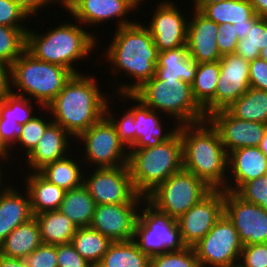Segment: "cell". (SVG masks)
I'll use <instances>...</instances> for the list:
<instances>
[{
    "label": "cell",
    "instance_id": "1",
    "mask_svg": "<svg viewBox=\"0 0 267 267\" xmlns=\"http://www.w3.org/2000/svg\"><path fill=\"white\" fill-rule=\"evenodd\" d=\"M139 22L138 20L132 25L116 28L109 47H106L104 57L105 61L110 63L113 75L118 76L121 73L122 76L125 72L124 77H129L135 82L119 84L113 95L116 92L133 94L155 75L158 50L146 24Z\"/></svg>",
    "mask_w": 267,
    "mask_h": 267
},
{
    "label": "cell",
    "instance_id": "2",
    "mask_svg": "<svg viewBox=\"0 0 267 267\" xmlns=\"http://www.w3.org/2000/svg\"><path fill=\"white\" fill-rule=\"evenodd\" d=\"M85 74H73L53 101L42 109L44 113L50 112L52 121L74 139L105 115L109 100L100 90L95 75Z\"/></svg>",
    "mask_w": 267,
    "mask_h": 267
},
{
    "label": "cell",
    "instance_id": "3",
    "mask_svg": "<svg viewBox=\"0 0 267 267\" xmlns=\"http://www.w3.org/2000/svg\"><path fill=\"white\" fill-rule=\"evenodd\" d=\"M183 169L212 189H223L228 178V154L218 131L208 121L180 125Z\"/></svg>",
    "mask_w": 267,
    "mask_h": 267
},
{
    "label": "cell",
    "instance_id": "4",
    "mask_svg": "<svg viewBox=\"0 0 267 267\" xmlns=\"http://www.w3.org/2000/svg\"><path fill=\"white\" fill-rule=\"evenodd\" d=\"M71 22L73 21L49 27L51 30L42 34L29 28L26 32L25 50L40 61L60 65L73 74H80L74 67V62L76 64L79 60L82 62L89 58L91 51L98 46V36L94 35V31L92 34L86 30L80 22Z\"/></svg>",
    "mask_w": 267,
    "mask_h": 267
},
{
    "label": "cell",
    "instance_id": "5",
    "mask_svg": "<svg viewBox=\"0 0 267 267\" xmlns=\"http://www.w3.org/2000/svg\"><path fill=\"white\" fill-rule=\"evenodd\" d=\"M72 75L69 69L40 61L25 50L10 66L11 92L29 98L38 104V109H43Z\"/></svg>",
    "mask_w": 267,
    "mask_h": 267
},
{
    "label": "cell",
    "instance_id": "6",
    "mask_svg": "<svg viewBox=\"0 0 267 267\" xmlns=\"http://www.w3.org/2000/svg\"><path fill=\"white\" fill-rule=\"evenodd\" d=\"M128 166L135 191L144 197L183 169L182 139L178 131L155 147L130 149Z\"/></svg>",
    "mask_w": 267,
    "mask_h": 267
},
{
    "label": "cell",
    "instance_id": "7",
    "mask_svg": "<svg viewBox=\"0 0 267 267\" xmlns=\"http://www.w3.org/2000/svg\"><path fill=\"white\" fill-rule=\"evenodd\" d=\"M133 94L152 110L170 116L175 125L207 120L204 109L193 96L191 85L181 79L159 80L153 76Z\"/></svg>",
    "mask_w": 267,
    "mask_h": 267
},
{
    "label": "cell",
    "instance_id": "8",
    "mask_svg": "<svg viewBox=\"0 0 267 267\" xmlns=\"http://www.w3.org/2000/svg\"><path fill=\"white\" fill-rule=\"evenodd\" d=\"M212 190L201 178L184 169L171 175L146 198V203L160 214L175 220Z\"/></svg>",
    "mask_w": 267,
    "mask_h": 267
},
{
    "label": "cell",
    "instance_id": "9",
    "mask_svg": "<svg viewBox=\"0 0 267 267\" xmlns=\"http://www.w3.org/2000/svg\"><path fill=\"white\" fill-rule=\"evenodd\" d=\"M133 240L149 257L186 248L177 220L158 213L146 202L139 210Z\"/></svg>",
    "mask_w": 267,
    "mask_h": 267
},
{
    "label": "cell",
    "instance_id": "10",
    "mask_svg": "<svg viewBox=\"0 0 267 267\" xmlns=\"http://www.w3.org/2000/svg\"><path fill=\"white\" fill-rule=\"evenodd\" d=\"M75 140L81 141L84 145V156L80 158L86 162L85 166L88 165L84 167L86 170L95 166V168H113L128 165L129 150L119 140L114 124L106 115Z\"/></svg>",
    "mask_w": 267,
    "mask_h": 267
},
{
    "label": "cell",
    "instance_id": "11",
    "mask_svg": "<svg viewBox=\"0 0 267 267\" xmlns=\"http://www.w3.org/2000/svg\"><path fill=\"white\" fill-rule=\"evenodd\" d=\"M242 248L237 230L224 213L193 246L200 267H226L239 262Z\"/></svg>",
    "mask_w": 267,
    "mask_h": 267
},
{
    "label": "cell",
    "instance_id": "12",
    "mask_svg": "<svg viewBox=\"0 0 267 267\" xmlns=\"http://www.w3.org/2000/svg\"><path fill=\"white\" fill-rule=\"evenodd\" d=\"M92 169L87 176L84 174L83 186L96 205L133 203L140 196L133 186L128 165Z\"/></svg>",
    "mask_w": 267,
    "mask_h": 267
},
{
    "label": "cell",
    "instance_id": "13",
    "mask_svg": "<svg viewBox=\"0 0 267 267\" xmlns=\"http://www.w3.org/2000/svg\"><path fill=\"white\" fill-rule=\"evenodd\" d=\"M142 2L144 0H67L63 7L75 18L74 21L85 24V27L89 24L94 28V25L118 18L115 25L120 28L135 23L127 15L138 10Z\"/></svg>",
    "mask_w": 267,
    "mask_h": 267
},
{
    "label": "cell",
    "instance_id": "14",
    "mask_svg": "<svg viewBox=\"0 0 267 267\" xmlns=\"http://www.w3.org/2000/svg\"><path fill=\"white\" fill-rule=\"evenodd\" d=\"M224 214L233 223L243 245L267 243V211L224 190Z\"/></svg>",
    "mask_w": 267,
    "mask_h": 267
},
{
    "label": "cell",
    "instance_id": "15",
    "mask_svg": "<svg viewBox=\"0 0 267 267\" xmlns=\"http://www.w3.org/2000/svg\"><path fill=\"white\" fill-rule=\"evenodd\" d=\"M145 202L140 195L133 203L96 205L90 227L112 242L133 240L139 210Z\"/></svg>",
    "mask_w": 267,
    "mask_h": 267
},
{
    "label": "cell",
    "instance_id": "16",
    "mask_svg": "<svg viewBox=\"0 0 267 267\" xmlns=\"http://www.w3.org/2000/svg\"><path fill=\"white\" fill-rule=\"evenodd\" d=\"M224 213V190L212 189L204 198L177 219L186 247L196 245Z\"/></svg>",
    "mask_w": 267,
    "mask_h": 267
},
{
    "label": "cell",
    "instance_id": "17",
    "mask_svg": "<svg viewBox=\"0 0 267 267\" xmlns=\"http://www.w3.org/2000/svg\"><path fill=\"white\" fill-rule=\"evenodd\" d=\"M156 3L152 17L146 27L150 30L158 52L187 45V15L171 0ZM186 16V18L184 17Z\"/></svg>",
    "mask_w": 267,
    "mask_h": 267
},
{
    "label": "cell",
    "instance_id": "18",
    "mask_svg": "<svg viewBox=\"0 0 267 267\" xmlns=\"http://www.w3.org/2000/svg\"><path fill=\"white\" fill-rule=\"evenodd\" d=\"M207 120L218 131L227 154L235 149L258 147L267 130V124L238 119L227 109L210 114Z\"/></svg>",
    "mask_w": 267,
    "mask_h": 267
},
{
    "label": "cell",
    "instance_id": "19",
    "mask_svg": "<svg viewBox=\"0 0 267 267\" xmlns=\"http://www.w3.org/2000/svg\"><path fill=\"white\" fill-rule=\"evenodd\" d=\"M219 68L215 112L227 109L250 88L249 62L240 55H223L219 60Z\"/></svg>",
    "mask_w": 267,
    "mask_h": 267
},
{
    "label": "cell",
    "instance_id": "20",
    "mask_svg": "<svg viewBox=\"0 0 267 267\" xmlns=\"http://www.w3.org/2000/svg\"><path fill=\"white\" fill-rule=\"evenodd\" d=\"M119 95V100L124 101L128 99L134 100L133 106L128 108L134 115V145L131 149H142L155 147L161 142L169 140L179 129V125H176L171 130L168 129L166 133L163 129V121L160 117L161 113L152 110L146 106L141 100H139L134 94H116ZM137 102V103H135ZM137 104V105H136ZM160 114V115H159Z\"/></svg>",
    "mask_w": 267,
    "mask_h": 267
},
{
    "label": "cell",
    "instance_id": "21",
    "mask_svg": "<svg viewBox=\"0 0 267 267\" xmlns=\"http://www.w3.org/2000/svg\"><path fill=\"white\" fill-rule=\"evenodd\" d=\"M192 11L187 32L190 58L197 63L219 61L222 56L217 46L218 24L199 11Z\"/></svg>",
    "mask_w": 267,
    "mask_h": 267
},
{
    "label": "cell",
    "instance_id": "22",
    "mask_svg": "<svg viewBox=\"0 0 267 267\" xmlns=\"http://www.w3.org/2000/svg\"><path fill=\"white\" fill-rule=\"evenodd\" d=\"M266 175L267 156L259 147L235 149L228 153V178L223 190L235 192L242 184Z\"/></svg>",
    "mask_w": 267,
    "mask_h": 267
},
{
    "label": "cell",
    "instance_id": "23",
    "mask_svg": "<svg viewBox=\"0 0 267 267\" xmlns=\"http://www.w3.org/2000/svg\"><path fill=\"white\" fill-rule=\"evenodd\" d=\"M72 140L75 139L66 130L52 122L45 130L35 149L25 157V161L29 165V173L30 170L38 172L47 164L65 158L69 155L68 153L72 154Z\"/></svg>",
    "mask_w": 267,
    "mask_h": 267
},
{
    "label": "cell",
    "instance_id": "24",
    "mask_svg": "<svg viewBox=\"0 0 267 267\" xmlns=\"http://www.w3.org/2000/svg\"><path fill=\"white\" fill-rule=\"evenodd\" d=\"M23 192V194H22ZM29 195L10 185L0 193V244L19 225L33 218Z\"/></svg>",
    "mask_w": 267,
    "mask_h": 267
},
{
    "label": "cell",
    "instance_id": "25",
    "mask_svg": "<svg viewBox=\"0 0 267 267\" xmlns=\"http://www.w3.org/2000/svg\"><path fill=\"white\" fill-rule=\"evenodd\" d=\"M197 70V62L190 58L187 45L158 52L155 77L159 80L181 79L192 84Z\"/></svg>",
    "mask_w": 267,
    "mask_h": 267
},
{
    "label": "cell",
    "instance_id": "26",
    "mask_svg": "<svg viewBox=\"0 0 267 267\" xmlns=\"http://www.w3.org/2000/svg\"><path fill=\"white\" fill-rule=\"evenodd\" d=\"M22 186L28 193L33 216L45 211L58 210L65 190L48 182L38 172L28 173Z\"/></svg>",
    "mask_w": 267,
    "mask_h": 267
},
{
    "label": "cell",
    "instance_id": "27",
    "mask_svg": "<svg viewBox=\"0 0 267 267\" xmlns=\"http://www.w3.org/2000/svg\"><path fill=\"white\" fill-rule=\"evenodd\" d=\"M40 228L35 217L17 226L0 244V254L25 259L42 244Z\"/></svg>",
    "mask_w": 267,
    "mask_h": 267
},
{
    "label": "cell",
    "instance_id": "28",
    "mask_svg": "<svg viewBox=\"0 0 267 267\" xmlns=\"http://www.w3.org/2000/svg\"><path fill=\"white\" fill-rule=\"evenodd\" d=\"M74 154L75 158L69 153L65 158L47 164L38 173L48 182L57 185L65 191L82 186L84 173H88L90 170L87 171L85 168H81L84 166L81 163L79 165L78 161L81 160L78 159L79 156L76 158V153Z\"/></svg>",
    "mask_w": 267,
    "mask_h": 267
},
{
    "label": "cell",
    "instance_id": "29",
    "mask_svg": "<svg viewBox=\"0 0 267 267\" xmlns=\"http://www.w3.org/2000/svg\"><path fill=\"white\" fill-rule=\"evenodd\" d=\"M219 74V61L197 63V70L191 87L193 96L204 109L206 117L215 112V93Z\"/></svg>",
    "mask_w": 267,
    "mask_h": 267
},
{
    "label": "cell",
    "instance_id": "30",
    "mask_svg": "<svg viewBox=\"0 0 267 267\" xmlns=\"http://www.w3.org/2000/svg\"><path fill=\"white\" fill-rule=\"evenodd\" d=\"M44 244L54 246L70 243L77 226L59 210L45 211L34 215Z\"/></svg>",
    "mask_w": 267,
    "mask_h": 267
},
{
    "label": "cell",
    "instance_id": "31",
    "mask_svg": "<svg viewBox=\"0 0 267 267\" xmlns=\"http://www.w3.org/2000/svg\"><path fill=\"white\" fill-rule=\"evenodd\" d=\"M96 203L92 196L82 185L65 191L59 211L66 215L77 228L91 225Z\"/></svg>",
    "mask_w": 267,
    "mask_h": 267
},
{
    "label": "cell",
    "instance_id": "32",
    "mask_svg": "<svg viewBox=\"0 0 267 267\" xmlns=\"http://www.w3.org/2000/svg\"><path fill=\"white\" fill-rule=\"evenodd\" d=\"M98 267H150V257L134 240L112 242Z\"/></svg>",
    "mask_w": 267,
    "mask_h": 267
},
{
    "label": "cell",
    "instance_id": "33",
    "mask_svg": "<svg viewBox=\"0 0 267 267\" xmlns=\"http://www.w3.org/2000/svg\"><path fill=\"white\" fill-rule=\"evenodd\" d=\"M201 13L218 25L247 23L256 15L249 0H224L206 6Z\"/></svg>",
    "mask_w": 267,
    "mask_h": 267
},
{
    "label": "cell",
    "instance_id": "34",
    "mask_svg": "<svg viewBox=\"0 0 267 267\" xmlns=\"http://www.w3.org/2000/svg\"><path fill=\"white\" fill-rule=\"evenodd\" d=\"M227 110L238 119L267 124V91L250 87Z\"/></svg>",
    "mask_w": 267,
    "mask_h": 267
},
{
    "label": "cell",
    "instance_id": "35",
    "mask_svg": "<svg viewBox=\"0 0 267 267\" xmlns=\"http://www.w3.org/2000/svg\"><path fill=\"white\" fill-rule=\"evenodd\" d=\"M71 243L84 259L97 266L112 241L88 226L77 228Z\"/></svg>",
    "mask_w": 267,
    "mask_h": 267
},
{
    "label": "cell",
    "instance_id": "36",
    "mask_svg": "<svg viewBox=\"0 0 267 267\" xmlns=\"http://www.w3.org/2000/svg\"><path fill=\"white\" fill-rule=\"evenodd\" d=\"M267 47V18L260 17L249 26L246 38L239 39L235 53L248 62L259 58L260 50Z\"/></svg>",
    "mask_w": 267,
    "mask_h": 267
},
{
    "label": "cell",
    "instance_id": "37",
    "mask_svg": "<svg viewBox=\"0 0 267 267\" xmlns=\"http://www.w3.org/2000/svg\"><path fill=\"white\" fill-rule=\"evenodd\" d=\"M27 31L0 25V61L11 66L25 51Z\"/></svg>",
    "mask_w": 267,
    "mask_h": 267
},
{
    "label": "cell",
    "instance_id": "38",
    "mask_svg": "<svg viewBox=\"0 0 267 267\" xmlns=\"http://www.w3.org/2000/svg\"><path fill=\"white\" fill-rule=\"evenodd\" d=\"M33 110L32 100L12 92L0 100V116L3 119L15 120L18 125L26 124L34 118L36 115Z\"/></svg>",
    "mask_w": 267,
    "mask_h": 267
},
{
    "label": "cell",
    "instance_id": "39",
    "mask_svg": "<svg viewBox=\"0 0 267 267\" xmlns=\"http://www.w3.org/2000/svg\"><path fill=\"white\" fill-rule=\"evenodd\" d=\"M40 117H43V115H36L26 124L20 125L16 144L17 146L19 144L20 147L22 146L26 149L25 151H22L25 152V154L23 153V157H27L35 149L39 140L44 135L45 130L53 122L52 118H50L51 116H49V121Z\"/></svg>",
    "mask_w": 267,
    "mask_h": 267
},
{
    "label": "cell",
    "instance_id": "40",
    "mask_svg": "<svg viewBox=\"0 0 267 267\" xmlns=\"http://www.w3.org/2000/svg\"><path fill=\"white\" fill-rule=\"evenodd\" d=\"M150 267H200L193 247L150 257Z\"/></svg>",
    "mask_w": 267,
    "mask_h": 267
},
{
    "label": "cell",
    "instance_id": "41",
    "mask_svg": "<svg viewBox=\"0 0 267 267\" xmlns=\"http://www.w3.org/2000/svg\"><path fill=\"white\" fill-rule=\"evenodd\" d=\"M110 100L107 101L106 108H105V115L111 120V122L114 124L117 135L119 137V140L123 143V145L130 150L134 145V115L133 113L128 109L124 110L123 115L121 118H118L114 115L112 107H110ZM115 116V117H114Z\"/></svg>",
    "mask_w": 267,
    "mask_h": 267
},
{
    "label": "cell",
    "instance_id": "42",
    "mask_svg": "<svg viewBox=\"0 0 267 267\" xmlns=\"http://www.w3.org/2000/svg\"><path fill=\"white\" fill-rule=\"evenodd\" d=\"M31 16L12 0H0V25L29 29L24 20Z\"/></svg>",
    "mask_w": 267,
    "mask_h": 267
},
{
    "label": "cell",
    "instance_id": "43",
    "mask_svg": "<svg viewBox=\"0 0 267 267\" xmlns=\"http://www.w3.org/2000/svg\"><path fill=\"white\" fill-rule=\"evenodd\" d=\"M235 193L242 199L256 205L267 204L266 176L242 184Z\"/></svg>",
    "mask_w": 267,
    "mask_h": 267
},
{
    "label": "cell",
    "instance_id": "44",
    "mask_svg": "<svg viewBox=\"0 0 267 267\" xmlns=\"http://www.w3.org/2000/svg\"><path fill=\"white\" fill-rule=\"evenodd\" d=\"M24 260L28 267H58L57 246L42 243Z\"/></svg>",
    "mask_w": 267,
    "mask_h": 267
},
{
    "label": "cell",
    "instance_id": "45",
    "mask_svg": "<svg viewBox=\"0 0 267 267\" xmlns=\"http://www.w3.org/2000/svg\"><path fill=\"white\" fill-rule=\"evenodd\" d=\"M239 261L245 267H267V243L243 245Z\"/></svg>",
    "mask_w": 267,
    "mask_h": 267
},
{
    "label": "cell",
    "instance_id": "46",
    "mask_svg": "<svg viewBox=\"0 0 267 267\" xmlns=\"http://www.w3.org/2000/svg\"><path fill=\"white\" fill-rule=\"evenodd\" d=\"M58 267H91L92 264L84 259L75 249L73 244L57 245Z\"/></svg>",
    "mask_w": 267,
    "mask_h": 267
},
{
    "label": "cell",
    "instance_id": "47",
    "mask_svg": "<svg viewBox=\"0 0 267 267\" xmlns=\"http://www.w3.org/2000/svg\"><path fill=\"white\" fill-rule=\"evenodd\" d=\"M235 33L233 24L218 25L217 46L221 56L235 53L239 41Z\"/></svg>",
    "mask_w": 267,
    "mask_h": 267
},
{
    "label": "cell",
    "instance_id": "48",
    "mask_svg": "<svg viewBox=\"0 0 267 267\" xmlns=\"http://www.w3.org/2000/svg\"><path fill=\"white\" fill-rule=\"evenodd\" d=\"M250 87L267 91V61L256 58L249 62Z\"/></svg>",
    "mask_w": 267,
    "mask_h": 267
},
{
    "label": "cell",
    "instance_id": "49",
    "mask_svg": "<svg viewBox=\"0 0 267 267\" xmlns=\"http://www.w3.org/2000/svg\"><path fill=\"white\" fill-rule=\"evenodd\" d=\"M20 131V125L15 120L12 119H3L0 116V138L1 142L9 149V157L11 161V152L16 149L17 138Z\"/></svg>",
    "mask_w": 267,
    "mask_h": 267
},
{
    "label": "cell",
    "instance_id": "50",
    "mask_svg": "<svg viewBox=\"0 0 267 267\" xmlns=\"http://www.w3.org/2000/svg\"><path fill=\"white\" fill-rule=\"evenodd\" d=\"M17 5H19L23 10H25L30 16L33 17V15L36 16L39 9L42 10V7H50L49 5H54L56 2L61 5L62 4L58 0H12Z\"/></svg>",
    "mask_w": 267,
    "mask_h": 267
},
{
    "label": "cell",
    "instance_id": "51",
    "mask_svg": "<svg viewBox=\"0 0 267 267\" xmlns=\"http://www.w3.org/2000/svg\"><path fill=\"white\" fill-rule=\"evenodd\" d=\"M11 92L10 66L0 61V100Z\"/></svg>",
    "mask_w": 267,
    "mask_h": 267
},
{
    "label": "cell",
    "instance_id": "52",
    "mask_svg": "<svg viewBox=\"0 0 267 267\" xmlns=\"http://www.w3.org/2000/svg\"><path fill=\"white\" fill-rule=\"evenodd\" d=\"M260 17L255 15L251 20H249L247 23H241V24H233L234 29L236 31V35L238 36V39H244L247 36V33L249 31V26H253V24L259 19Z\"/></svg>",
    "mask_w": 267,
    "mask_h": 267
},
{
    "label": "cell",
    "instance_id": "53",
    "mask_svg": "<svg viewBox=\"0 0 267 267\" xmlns=\"http://www.w3.org/2000/svg\"><path fill=\"white\" fill-rule=\"evenodd\" d=\"M0 267H28L24 259L0 254Z\"/></svg>",
    "mask_w": 267,
    "mask_h": 267
},
{
    "label": "cell",
    "instance_id": "54",
    "mask_svg": "<svg viewBox=\"0 0 267 267\" xmlns=\"http://www.w3.org/2000/svg\"><path fill=\"white\" fill-rule=\"evenodd\" d=\"M259 17L267 18V0H249Z\"/></svg>",
    "mask_w": 267,
    "mask_h": 267
},
{
    "label": "cell",
    "instance_id": "55",
    "mask_svg": "<svg viewBox=\"0 0 267 267\" xmlns=\"http://www.w3.org/2000/svg\"><path fill=\"white\" fill-rule=\"evenodd\" d=\"M3 160V161H2ZM6 160V161H5ZM10 160V161H9ZM5 161V163L4 164H6V162L8 163V161L9 162H11V159H10V157H9V155H2V154H0V193H2V192H4L9 186H10V184H13V183H9V184H6V183H2L3 181H5L4 180V175H3V173H6V170H5V172H4V170H3V166H4V164H2L3 162ZM3 165V166H2ZM2 166V167H1ZM3 171V172H2ZM2 184V185H1ZM4 184V185H3Z\"/></svg>",
    "mask_w": 267,
    "mask_h": 267
},
{
    "label": "cell",
    "instance_id": "56",
    "mask_svg": "<svg viewBox=\"0 0 267 267\" xmlns=\"http://www.w3.org/2000/svg\"><path fill=\"white\" fill-rule=\"evenodd\" d=\"M224 0H193V10L201 12L206 6L216 4Z\"/></svg>",
    "mask_w": 267,
    "mask_h": 267
},
{
    "label": "cell",
    "instance_id": "57",
    "mask_svg": "<svg viewBox=\"0 0 267 267\" xmlns=\"http://www.w3.org/2000/svg\"><path fill=\"white\" fill-rule=\"evenodd\" d=\"M258 147L267 156V130H266L264 137H263V139L260 142V145Z\"/></svg>",
    "mask_w": 267,
    "mask_h": 267
},
{
    "label": "cell",
    "instance_id": "58",
    "mask_svg": "<svg viewBox=\"0 0 267 267\" xmlns=\"http://www.w3.org/2000/svg\"><path fill=\"white\" fill-rule=\"evenodd\" d=\"M0 154L9 155V149L1 142V138H0Z\"/></svg>",
    "mask_w": 267,
    "mask_h": 267
},
{
    "label": "cell",
    "instance_id": "59",
    "mask_svg": "<svg viewBox=\"0 0 267 267\" xmlns=\"http://www.w3.org/2000/svg\"><path fill=\"white\" fill-rule=\"evenodd\" d=\"M259 57L267 61V47L260 50Z\"/></svg>",
    "mask_w": 267,
    "mask_h": 267
},
{
    "label": "cell",
    "instance_id": "60",
    "mask_svg": "<svg viewBox=\"0 0 267 267\" xmlns=\"http://www.w3.org/2000/svg\"><path fill=\"white\" fill-rule=\"evenodd\" d=\"M226 267H245V266L239 261V262L230 264L229 266H226Z\"/></svg>",
    "mask_w": 267,
    "mask_h": 267
},
{
    "label": "cell",
    "instance_id": "61",
    "mask_svg": "<svg viewBox=\"0 0 267 267\" xmlns=\"http://www.w3.org/2000/svg\"><path fill=\"white\" fill-rule=\"evenodd\" d=\"M260 207H262L263 209L267 211V204H261Z\"/></svg>",
    "mask_w": 267,
    "mask_h": 267
},
{
    "label": "cell",
    "instance_id": "62",
    "mask_svg": "<svg viewBox=\"0 0 267 267\" xmlns=\"http://www.w3.org/2000/svg\"><path fill=\"white\" fill-rule=\"evenodd\" d=\"M62 5L66 3L67 0H58Z\"/></svg>",
    "mask_w": 267,
    "mask_h": 267
}]
</instances>
